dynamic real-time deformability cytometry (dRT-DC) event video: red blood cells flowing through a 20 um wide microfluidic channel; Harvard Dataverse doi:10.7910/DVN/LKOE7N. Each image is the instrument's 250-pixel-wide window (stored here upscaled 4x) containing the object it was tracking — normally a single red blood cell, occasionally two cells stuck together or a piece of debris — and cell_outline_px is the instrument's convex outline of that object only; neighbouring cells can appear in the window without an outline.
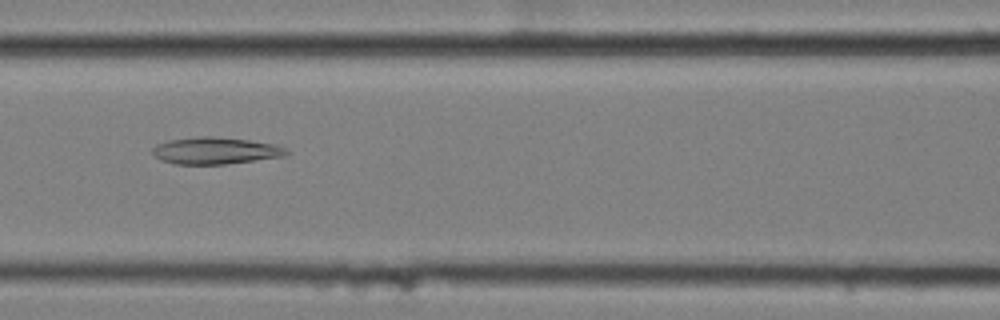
{"species": "common noctule bat (a hibernating species)", "species_latin": "Nyctalus noctula", "temperature_condition": "cold", "stored_images_in_passage": 6, "camera_frame_rate_fps": 3000, "um_per_image_px": 0.085, "animal": {"sex": "female", "body_mass_g": 25.1}, "frame": {"image": 1, "passage_image": 3, "time_ms": 0.667, "image_size_px": [1000, 320], "cell_outline_px": [[292, 152], [288, 156], [224, 164], [172, 164], [160, 160], [152, 152], [152, 148], [156, 144], [168, 140], [200, 136], [212, 136], [248, 140], [276, 144]], "centroid_in_image_um": [18.33, 12.81], "position_along_channel_um": 148.3, "area_um2": 21.15}}
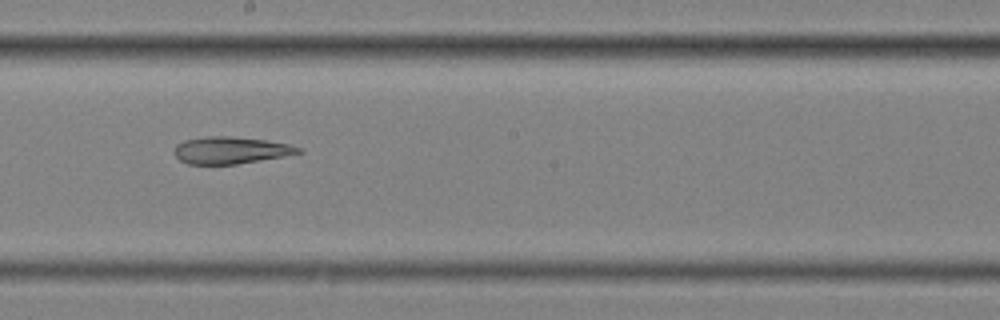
{"frame": {"image": 2, "passage_image": 5, "time_ms": 1.333, "image_size_px": [1000, 320], "cell_outline_px": [[304, 152], [284, 156], [236, 164], [188, 164], [180, 160], [172, 152], [176, 144], [184, 140], [208, 136], [232, 136], [264, 140], [288, 144], [304, 148]], "centroid_in_image_um": [19.6, 12.77], "position_along_channel_um": 228.6, "area_um2": 19.59}}
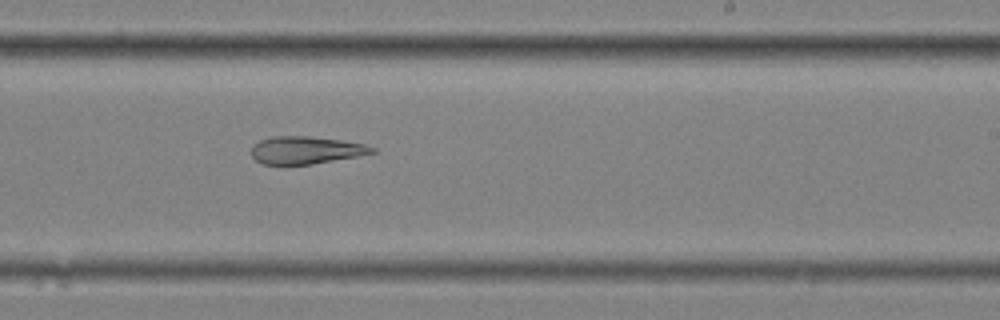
{"frame": {"image": 3, "passage_image": 6, "time_ms": 1.667, "image_size_px": [1000, 320], "cell_outline_px": [[376, 152], [356, 156], [312, 164], [264, 164], [256, 160], [252, 156], [252, 144], [260, 140], [272, 136], [308, 136], [340, 140], [364, 144], [376, 148]], "centroid_in_image_um": [25.97, 12.75], "position_along_channel_um": 263.0, "area_um2": 19.19}}